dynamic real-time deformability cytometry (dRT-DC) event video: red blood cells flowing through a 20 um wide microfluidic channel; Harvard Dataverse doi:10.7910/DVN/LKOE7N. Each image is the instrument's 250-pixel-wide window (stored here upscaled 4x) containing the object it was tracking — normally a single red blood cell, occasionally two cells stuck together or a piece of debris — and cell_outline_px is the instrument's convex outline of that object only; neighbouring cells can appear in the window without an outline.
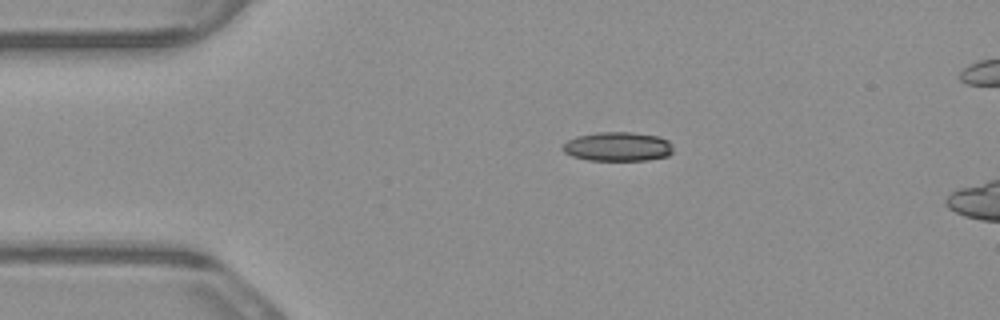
{"species": "common noctule bat (a hibernating species)", "species_latin": "Nyctalus noctula", "temperature_condition": "warm", "stored_images_in_passage": 3, "camera_frame_rate_fps": 3000, "um_per_image_px": 0.085, "animal": {"sex": "male", "body_mass_g": 23.1, "forearm_length_mm": 52.7}, "frame": {"image": 1, "passage_image": 1, "time_ms": 0.0, "image_size_px": [1000, 320], "cell_outline_px": [[672, 152], [668, 156], [648, 160], [588, 160], [572, 156], [564, 152], [560, 148], [568, 140], [576, 136], [596, 132], [632, 132], [660, 136], [668, 140], [672, 144]], "centroid_in_image_um": [52.51, 12.45], "position_along_channel_um": 32.5, "area_um2": 18.96}}